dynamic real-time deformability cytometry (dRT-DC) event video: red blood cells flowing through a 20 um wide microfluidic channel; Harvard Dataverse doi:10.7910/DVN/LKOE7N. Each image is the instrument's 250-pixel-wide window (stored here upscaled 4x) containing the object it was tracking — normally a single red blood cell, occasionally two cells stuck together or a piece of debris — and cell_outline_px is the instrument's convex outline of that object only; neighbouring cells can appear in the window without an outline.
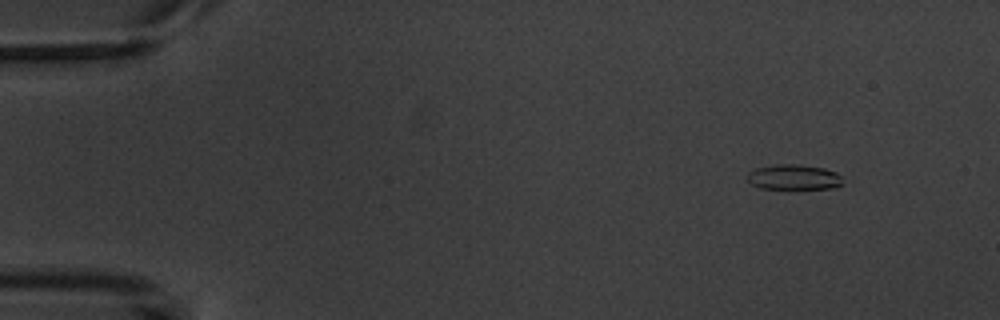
{"species": "common noctule bat (a hibernating species)", "species_latin": "Nyctalus noctula", "temperature_condition": "warm", "stored_images_in_passage": 4, "camera_frame_rate_fps": 3000, "um_per_image_px": 0.085, "animal": {"sex": "male", "body_mass_g": 20.1, "forearm_length_mm": 53.5}, "frame": {"image": 1, "passage_image": 2, "time_ms": 1.333, "image_size_px": [1000, 320], "cell_outline_px": [[840, 184], [836, 188], [788, 192], [760, 188], [752, 184], [748, 180], [748, 172], [756, 168], [776, 164], [800, 164], [824, 168], [836, 172], [840, 176]], "centroid_in_image_um": [67.46, 15.12], "position_along_channel_um": 17.5, "area_um2": 14.91}}